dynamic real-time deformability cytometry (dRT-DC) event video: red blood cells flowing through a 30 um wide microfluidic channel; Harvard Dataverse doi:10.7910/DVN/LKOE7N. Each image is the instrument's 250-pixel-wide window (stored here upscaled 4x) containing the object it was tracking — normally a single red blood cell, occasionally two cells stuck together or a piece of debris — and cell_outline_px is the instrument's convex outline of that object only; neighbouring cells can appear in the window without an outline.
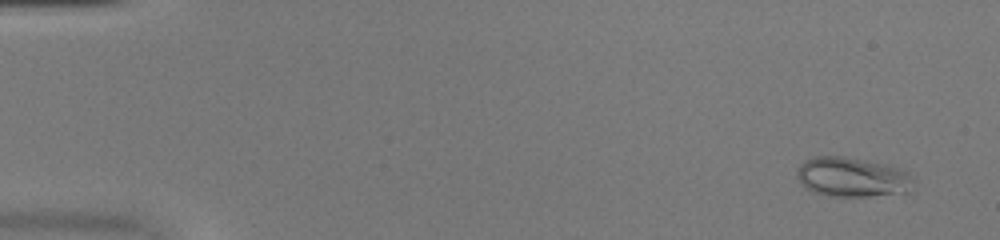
{"species": "common noctule bat (a hibernating species)", "species_latin": "Nyctalus noctula", "temperature_condition": "warm", "stored_images_in_passage": 52, "camera_frame_rate_fps": 3000, "um_per_image_px": 0.085, "animal": {"sex": "female", "body_mass_g": 20.0, "forearm_length_mm": 54.0}, "frame": {"image": 1, "passage_image": 4, "time_ms": 1.0, "image_size_px": [1000, 240], "cell_outline_px": [[912, 192], [868, 196], [828, 196], [812, 192], [804, 188], [800, 184], [796, 176], [796, 168], [804, 160], [812, 156], [844, 156], [888, 164], [908, 172], [912, 176]], "centroid_in_image_um": [72.39, 15.05], "position_along_channel_um": 12.6, "area_um2": 27.46}}
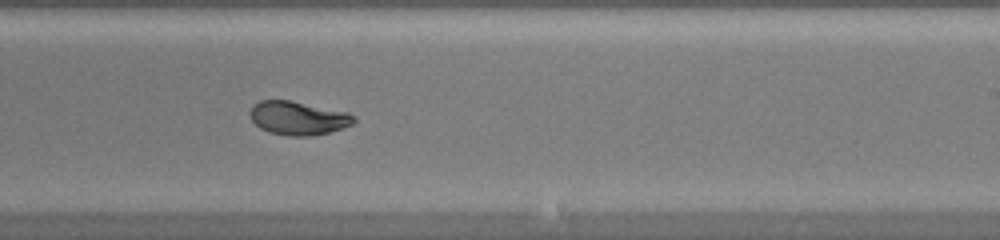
{"frame": {"image": 2, "passage_image": 33, "time_ms": 10.667, "image_size_px": [1000, 240], "cell_outline_px": [[356, 120], [352, 124], [344, 128], [328, 132], [308, 136], [288, 136], [268, 132], [260, 128], [252, 120], [248, 112], [252, 104], [260, 100], [288, 100], [348, 112], [356, 116]], "centroid_in_image_um": [25.32, 10.03], "position_along_channel_um": 263.7, "area_um2": 20.46}}
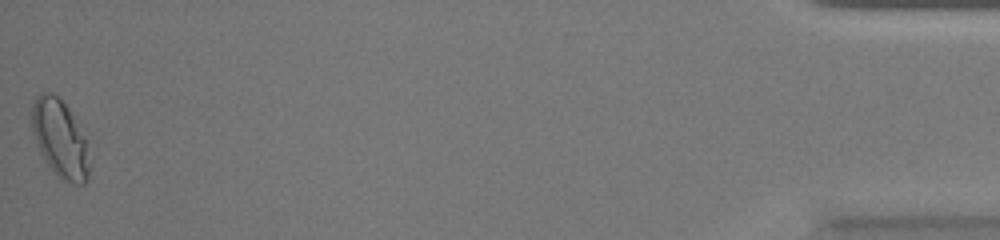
{"frame": {"image": 3, "passage_image": 52, "time_ms": 17.0, "image_size_px": [1000, 240], "cell_outline_px": [[88, 180], [84, 184], [72, 184], [60, 180], [48, 164], [40, 152], [36, 144], [32, 132], [32, 104], [36, 96], [40, 92], [52, 92], [68, 108], [84, 136], [88, 164]], "centroid_in_image_um": [5.06, 11.8], "position_along_channel_um": 430.1, "area_um2": 25.72}, "authors_computed_cell_mechanics": {"area_um2": 21.4727, "velocity_mm_per_s": 4.0761, "shape_relaxation_time_tau1_ms": 4.5503, "shape_relaxation_time_tau2_ms": null, "deformation_change_tau1": 0.1867, "deformation_change_tau2": null}}